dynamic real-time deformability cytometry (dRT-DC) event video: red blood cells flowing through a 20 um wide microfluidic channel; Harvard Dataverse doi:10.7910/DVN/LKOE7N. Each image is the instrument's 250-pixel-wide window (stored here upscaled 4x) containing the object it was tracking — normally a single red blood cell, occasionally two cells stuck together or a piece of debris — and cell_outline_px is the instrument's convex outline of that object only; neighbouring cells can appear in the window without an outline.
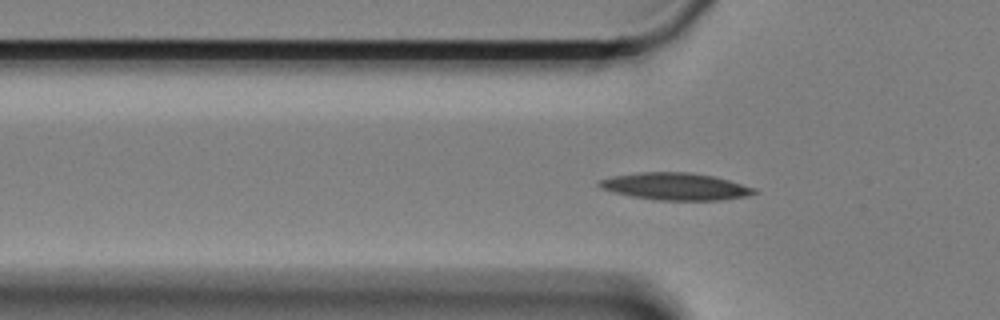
{"species": "Egyptian fruit bat (a non-hibernating species)", "species_latin": "Rousettus aegyptiacus", "temperature_condition": "cold", "stored_images_in_passage": 50, "camera_frame_rate_fps": 3000, "um_per_image_px": 0.085, "animal": {"sex": "female"}, "frame": {"image": 1, "passage_image": 18, "time_ms": 5.667, "image_size_px": [1000, 320], "cell_outline_px": [[760, 192], [748, 196], [720, 200], [656, 200], [632, 196], [612, 192], [600, 188], [596, 184], [600, 180], [616, 176], [640, 172], [688, 172], [712, 176], [728, 180], [756, 188]], "centroid_in_image_um": [57.44, 15.85], "position_along_channel_um": 68.4, "area_um2": 24.45}}
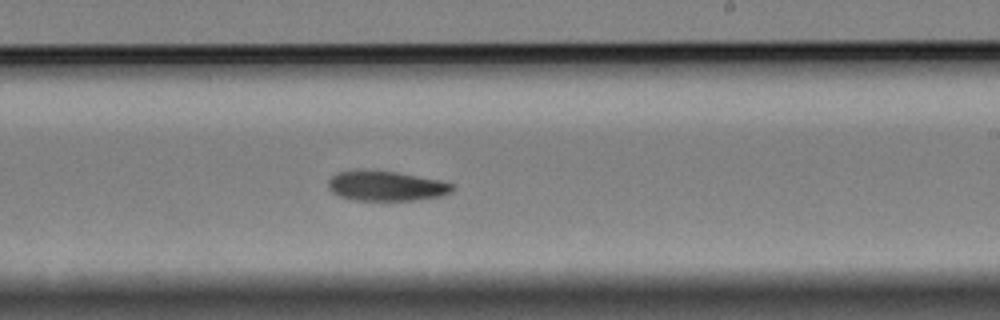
{"frame": {"image": 2, "passage_image": 35, "time_ms": 11.333, "image_size_px": [1000, 320], "cell_outline_px": [[456, 188], [452, 192], [440, 196], [420, 200], [356, 200], [340, 196], [332, 192], [328, 188], [328, 180], [332, 176], [340, 172], [396, 172], [440, 180], [452, 184]], "centroid_in_image_um": [32.89, 15.84], "position_along_channel_um": 256.1, "area_um2": 21.1}}
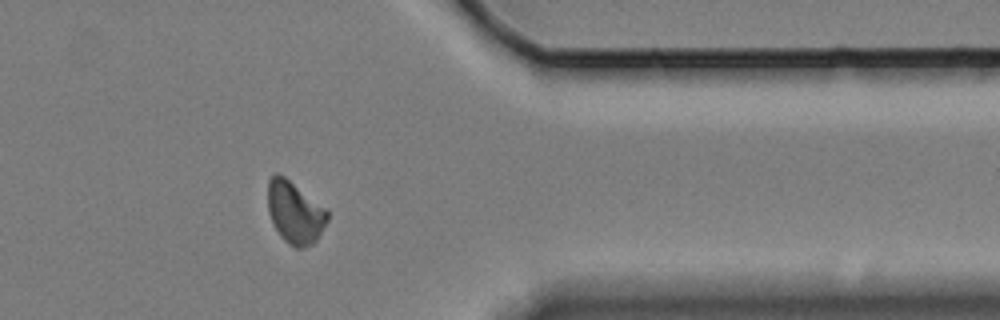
{"frame": {"image": 3, "passage_image": 48, "time_ms": 15.667, "image_size_px": [1000, 320], "cell_outline_px": [[328, 220], [316, 240], [312, 244], [304, 248], [296, 248], [288, 244], [280, 236], [272, 224], [268, 212], [268, 180], [276, 172], [284, 176], [328, 208]], "centroid_in_image_um": [25.07, 18.06], "position_along_channel_um": 386.3, "area_um2": 21.91}, "authors_computed_cell_mechanics": {"area_um2": 22.5709, "velocity_mm_per_s": 3.3095, "shape_relaxation_time_tau1_ms": 8.2609, "shape_relaxation_time_tau2_ms": null, "deformation_change_tau1": 0.1467, "deformation_change_tau2": null}}